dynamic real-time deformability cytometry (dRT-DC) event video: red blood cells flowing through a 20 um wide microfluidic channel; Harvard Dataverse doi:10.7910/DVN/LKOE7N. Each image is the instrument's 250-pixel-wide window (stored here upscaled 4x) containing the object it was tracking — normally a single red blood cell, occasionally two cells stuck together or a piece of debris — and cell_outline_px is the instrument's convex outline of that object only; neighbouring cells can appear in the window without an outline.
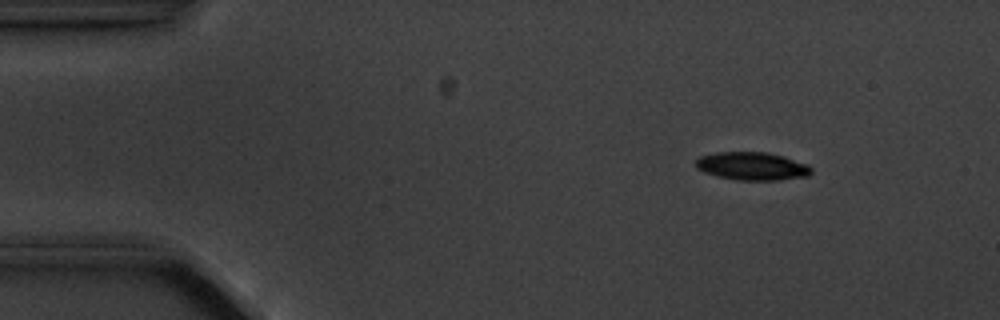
{"species": "common noctule bat (a hibernating species)", "species_latin": "Nyctalus noctula", "temperature_condition": "cold", "stored_images_in_passage": 10, "camera_frame_rate_fps": 3000, "um_per_image_px": 0.085, "animal": {"sex": "male", "body_mass_g": 20.1, "forearm_length_mm": 53.5}, "frame": {"image": 1, "passage_image": 2, "time_ms": 2.0, "image_size_px": [1000, 320], "cell_outline_px": [[812, 172], [808, 176], [780, 180], [736, 180], [716, 176], [704, 172], [696, 168], [696, 160], [700, 156], [716, 152], [768, 152], [784, 156], [808, 164], [812, 168]], "centroid_in_image_um": [63.94, 14.12], "position_along_channel_um": 21.1, "area_um2": 19.07}}